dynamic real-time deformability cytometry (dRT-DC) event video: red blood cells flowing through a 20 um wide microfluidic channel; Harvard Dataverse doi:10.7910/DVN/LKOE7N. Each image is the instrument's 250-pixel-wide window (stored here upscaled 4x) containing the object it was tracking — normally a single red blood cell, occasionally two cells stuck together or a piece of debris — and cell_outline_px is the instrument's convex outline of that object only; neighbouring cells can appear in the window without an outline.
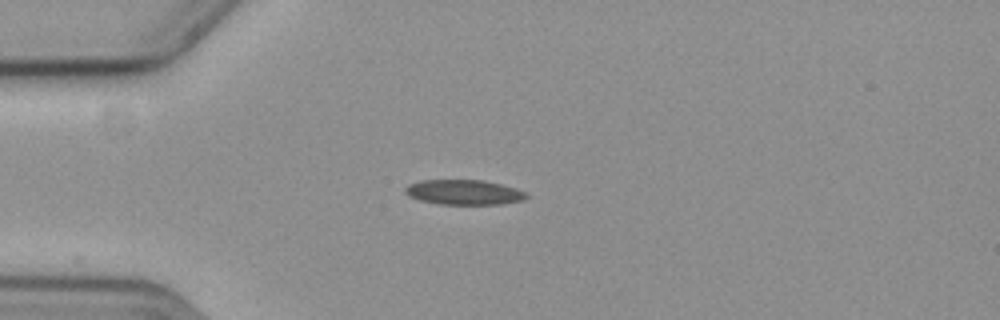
{"species": "common noctule bat (a hibernating species)", "species_latin": "Nyctalus noctula", "temperature_condition": "cold", "stored_images_in_passage": 9, "camera_frame_rate_fps": 3000, "um_per_image_px": 0.085, "animal": {"sex": "female", "body_mass_g": 19.3, "forearm_length_mm": 54.1}, "frame": {"image": 1, "passage_image": 1, "time_ms": 0.0, "image_size_px": [1000, 320], "cell_outline_px": [[528, 196], [524, 200], [500, 204], [440, 204], [420, 200], [408, 196], [404, 192], [404, 188], [408, 184], [420, 180], [484, 180], [516, 188], [528, 192]], "centroid_in_image_um": [39.43, 16.33], "position_along_channel_um": 45.6, "area_um2": 17.74}}
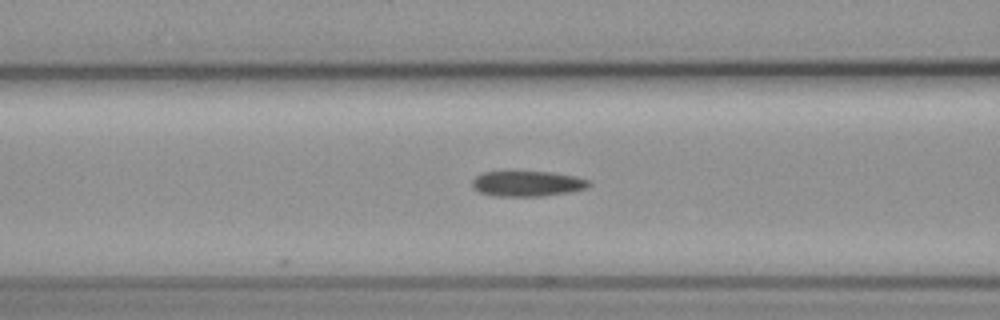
{"frame": {"image": 2, "passage_image": 9, "time_ms": 2.667, "image_size_px": [1000, 320], "cell_outline_px": [[592, 184], [588, 188], [572, 192], [544, 196], [492, 196], [480, 192], [472, 188], [472, 180], [476, 176], [484, 172], [552, 172], [576, 176], [588, 180]], "centroid_in_image_um": [44.86, 15.62], "position_along_channel_um": 121.7, "area_um2": 17.46}}